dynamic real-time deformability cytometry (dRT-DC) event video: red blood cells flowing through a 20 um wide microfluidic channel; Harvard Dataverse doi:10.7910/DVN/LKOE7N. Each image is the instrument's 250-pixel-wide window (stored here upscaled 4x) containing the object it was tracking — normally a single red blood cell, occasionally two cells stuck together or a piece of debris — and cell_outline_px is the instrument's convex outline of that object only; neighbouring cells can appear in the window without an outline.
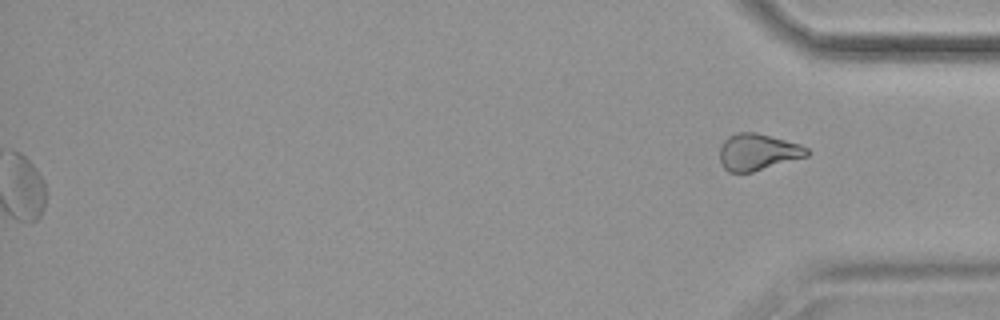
{"species": "common noctule bat (a hibernating species)", "species_latin": "Nyctalus noctula", "temperature_condition": "cold", "stored_images_in_passage": 57, "segment_of_instrument_passage": [2, 2], "camera_frame_rate_fps": 3000, "um_per_image_px": 0.085, "animal": {"sex": "female", "body_mass_g": 19.9}, "frame": {"image": 1, "passage_image": 57, "time_ms": 18.667, "image_size_px": [1000, 320], "cell_outline_px": [[812, 152], [808, 156], [752, 172], [728, 172], [724, 168], [720, 160], [720, 148], [724, 140], [728, 136], [736, 132], [756, 132], [800, 144], [808, 148]], "centroid_in_image_um": [64.43, 12.91], "position_along_channel_um": 370.8, "area_um2": 18.67}}